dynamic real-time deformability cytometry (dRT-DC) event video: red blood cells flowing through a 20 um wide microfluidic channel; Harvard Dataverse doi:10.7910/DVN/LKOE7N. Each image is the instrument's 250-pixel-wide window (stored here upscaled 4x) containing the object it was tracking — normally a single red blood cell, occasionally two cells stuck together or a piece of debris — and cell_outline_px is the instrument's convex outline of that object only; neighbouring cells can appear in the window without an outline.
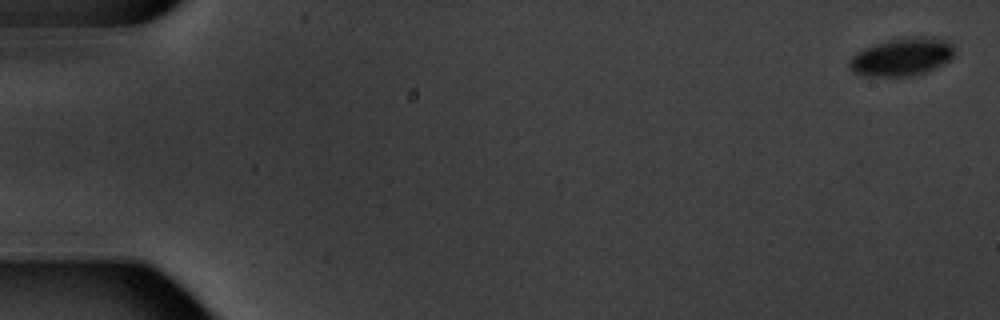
{"species": "common noctule bat (a hibernating species)", "species_latin": "Nyctalus noctula", "temperature_condition": "warm", "stored_images_in_passage": 4, "camera_frame_rate_fps": 3000, "um_per_image_px": 0.085, "animal": {"sex": "male", "body_mass_g": 20.1, "forearm_length_mm": 53.5}, "frame": {"image": 1, "passage_image": 1, "time_ms": 0.0, "image_size_px": [1000, 320], "cell_outline_px": [[956, 52], [948, 60], [924, 72], [912, 76], [864, 76], [852, 72], [848, 64], [852, 56], [856, 52], [864, 48], [876, 44], [904, 36], [936, 36], [948, 40], [956, 48]], "centroid_in_image_um": [76.68, 4.81], "position_along_channel_um": 8.3, "area_um2": 23.41}}